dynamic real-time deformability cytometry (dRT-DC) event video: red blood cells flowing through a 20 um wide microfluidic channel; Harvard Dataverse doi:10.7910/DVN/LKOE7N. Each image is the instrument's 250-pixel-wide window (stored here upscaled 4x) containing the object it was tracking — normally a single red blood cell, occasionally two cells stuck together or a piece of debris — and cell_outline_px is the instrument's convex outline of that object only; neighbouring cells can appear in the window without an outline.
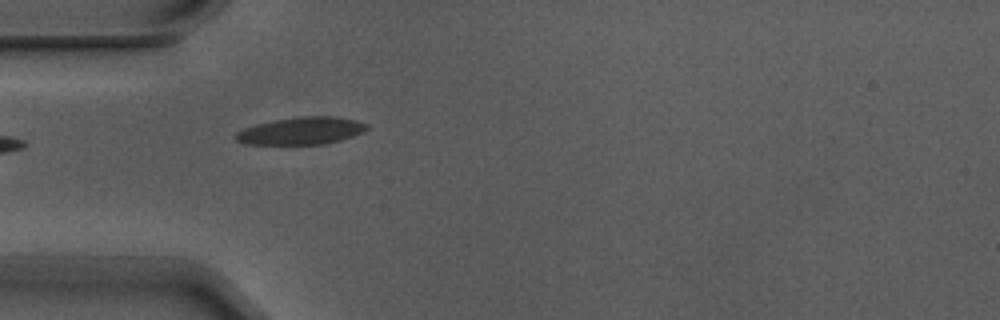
{"species": "Egyptian fruit bat (a non-hibernating species)", "species_latin": "Rousettus aegyptiacus", "temperature_condition": "warm", "stored_images_in_passage": 5, "camera_frame_rate_fps": 3000, "um_per_image_px": 0.085, "animal": {"sex": "male"}, "frame": {"image": 1, "passage_image": 5, "time_ms": 1.333, "image_size_px": [1000, 320], "cell_outline_px": [[368, 128], [364, 132], [340, 140], [324, 144], [244, 144], [236, 140], [232, 136], [236, 132], [244, 128], [256, 124], [276, 120], [300, 116], [332, 116], [356, 120], [368, 124]], "centroid_in_image_um": [25.59, 11.12], "position_along_channel_um": 59.4, "area_um2": 20.92}}